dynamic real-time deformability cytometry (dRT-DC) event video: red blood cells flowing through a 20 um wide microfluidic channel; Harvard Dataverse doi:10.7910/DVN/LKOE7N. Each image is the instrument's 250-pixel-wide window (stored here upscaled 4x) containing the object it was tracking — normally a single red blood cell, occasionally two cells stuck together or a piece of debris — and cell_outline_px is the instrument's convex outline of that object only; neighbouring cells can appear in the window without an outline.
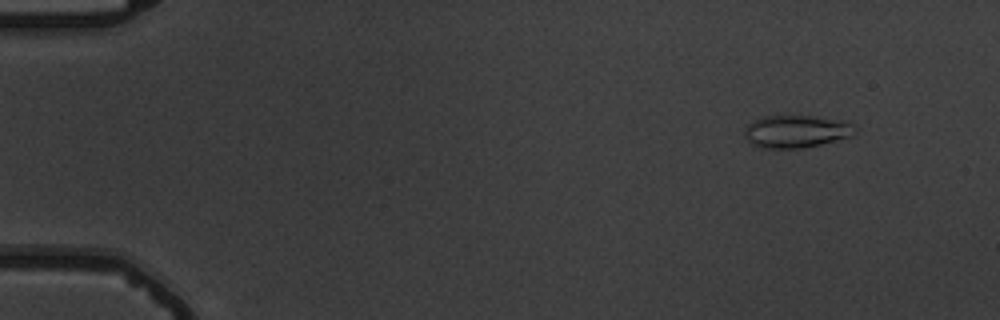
{"species": "common noctule bat (a hibernating species)", "species_latin": "Nyctalus noctula", "temperature_condition": "warm", "stored_images_in_passage": 8, "camera_frame_rate_fps": 3000, "um_per_image_px": 0.085, "animal": {"sex": "male", "body_mass_g": 19.5, "forearm_length_mm": 54.6}, "frame": {"image": 1, "passage_image": 2, "time_ms": 1.0, "image_size_px": [1000, 320], "cell_outline_px": [[856, 132], [852, 136], [820, 144], [800, 148], [764, 148], [752, 144], [744, 136], [744, 132], [748, 124], [764, 116], [816, 116], [844, 120], [852, 124]], "centroid_in_image_um": [67.7, 11.16], "position_along_channel_um": 17.3, "area_um2": 20.81}}
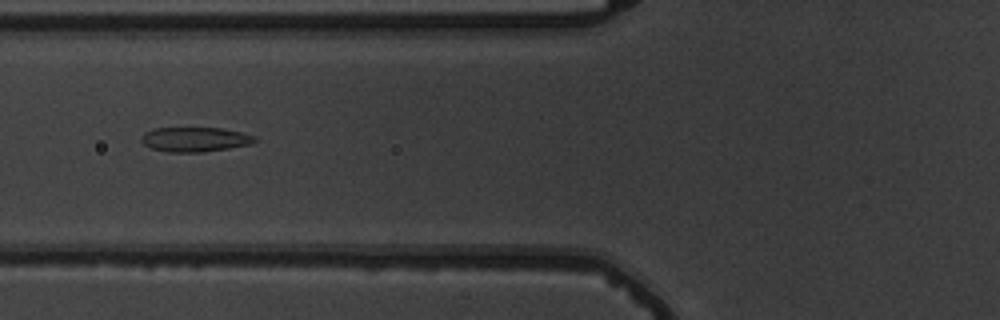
{"frame": {"image": 2, "passage_image": 6, "time_ms": 6.667, "image_size_px": [1000, 320], "cell_outline_px": [[256, 140], [248, 144], [228, 148], [204, 152], [168, 152], [152, 148], [144, 144], [140, 140], [140, 136], [144, 132], [156, 128], [220, 128], [240, 132], [256, 136]], "centroid_in_image_um": [16.52, 11.85], "position_along_channel_um": 109.3, "area_um2": 16.13}}
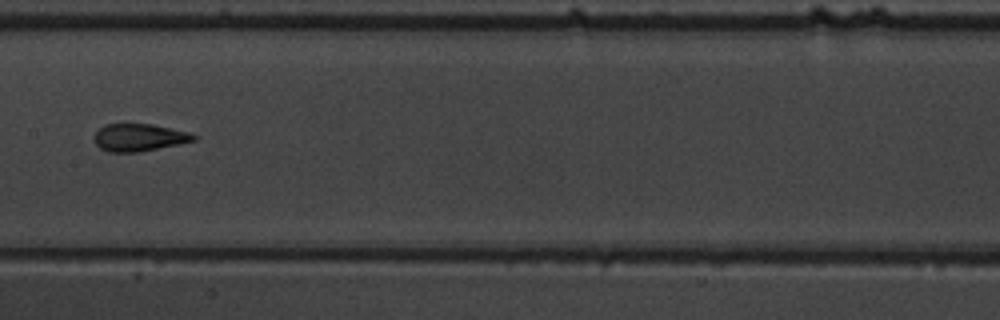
{"frame": {"image": 3, "passage_image": 8, "time_ms": 9.0, "image_size_px": [1000, 320], "cell_outline_px": [[196, 140], [136, 152], [108, 152], [100, 148], [92, 140], [92, 136], [104, 124], [152, 124], [188, 132], [196, 136]], "centroid_in_image_um": [11.74, 11.68], "position_along_channel_um": 195.7, "area_um2": 15.72}}